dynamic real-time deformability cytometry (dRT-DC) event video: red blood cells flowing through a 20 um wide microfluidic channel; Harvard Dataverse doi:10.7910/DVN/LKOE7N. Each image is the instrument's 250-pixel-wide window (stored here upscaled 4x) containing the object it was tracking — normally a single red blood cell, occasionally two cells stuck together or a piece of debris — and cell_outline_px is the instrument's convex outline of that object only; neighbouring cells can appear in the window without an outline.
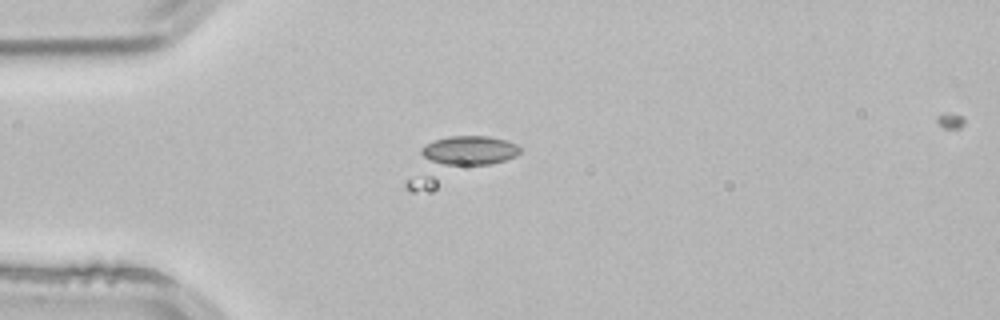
{"species": "common noctule bat (a hibernating species)", "species_latin": "Nyctalus noctula", "temperature_condition": "room temperature", "stored_images_in_passage": 3, "camera_frame_rate_fps": 3000, "um_per_image_px": 0.085, "animal": {"sex": "male", "body_mass_g": 21.5, "forearm_length_mm": 52.0}, "frame": {"image": 1, "passage_image": 3, "time_ms": 0.667, "image_size_px": [1000, 320], "cell_outline_px": [[520, 152], [516, 156], [432, 192], [412, 192], [404, 184], [420, 148], [436, 140], [448, 136], [488, 136], [504, 140], [516, 144], [520, 148]], "centroid_in_image_um": [38.78, 13.65], "position_along_channel_um": 46.2, "area_um2": 29.07}}